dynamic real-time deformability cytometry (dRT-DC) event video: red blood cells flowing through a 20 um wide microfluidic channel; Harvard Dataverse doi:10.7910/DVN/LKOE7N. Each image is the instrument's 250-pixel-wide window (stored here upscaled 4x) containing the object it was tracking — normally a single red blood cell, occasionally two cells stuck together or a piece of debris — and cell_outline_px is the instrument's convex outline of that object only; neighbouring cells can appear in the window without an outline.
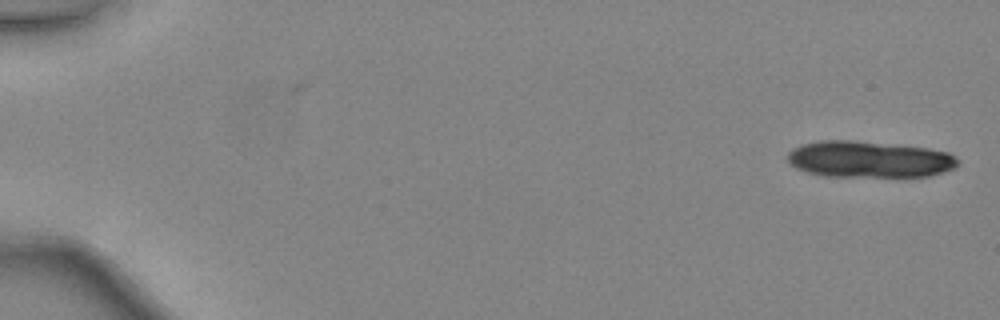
{"species": "common noctule bat (a hibernating species)", "species_latin": "Nyctalus noctula", "temperature_condition": "warm", "stored_images_in_passage": 11, "camera_frame_rate_fps": 3000, "um_per_image_px": 0.085, "animal": {"sex": "female", "body_mass_g": 24.6, "forearm_length_mm": 56.2}, "frame": {"image": 1, "passage_image": 1, "time_ms": 0.0, "image_size_px": [1000, 320], "cell_outline_px": [[956, 164], [952, 168], [928, 176], [824, 176], [808, 172], [796, 168], [788, 160], [788, 152], [792, 148], [800, 144], [820, 140], [848, 140], [928, 148], [948, 152], [956, 160]], "centroid_in_image_um": [73.79, 13.53], "position_along_channel_um": 11.2, "area_um2": 35.66}}